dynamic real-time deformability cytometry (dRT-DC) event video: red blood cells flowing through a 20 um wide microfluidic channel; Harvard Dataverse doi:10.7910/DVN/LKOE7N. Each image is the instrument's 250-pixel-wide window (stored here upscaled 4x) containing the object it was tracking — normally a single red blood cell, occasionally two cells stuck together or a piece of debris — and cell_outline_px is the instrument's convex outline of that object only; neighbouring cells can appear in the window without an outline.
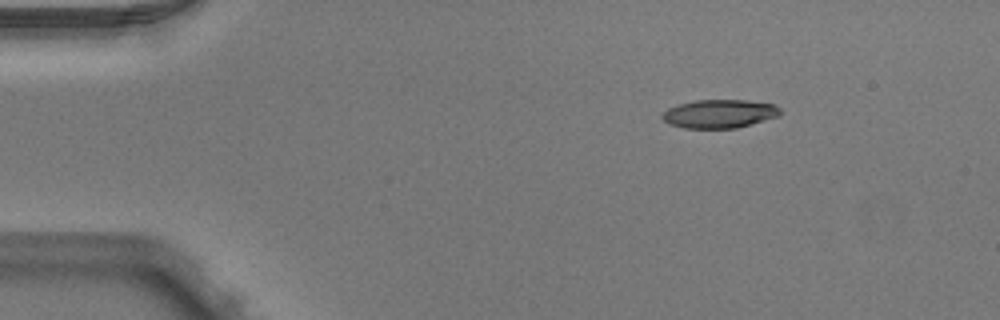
{"species": "Egyptian fruit bat (a non-hibernating species)", "species_latin": "Rousettus aegyptiacus", "temperature_condition": "warm", "stored_images_in_passage": 4, "camera_frame_rate_fps": 3000, "um_per_image_px": 0.085, "animal": {"sex": "male"}, "frame": {"image": 1, "passage_image": 2, "time_ms": 0.333, "image_size_px": [1000, 320], "cell_outline_px": [[780, 116], [736, 128], [684, 128], [668, 124], [660, 116], [668, 108], [680, 104], [696, 100], [748, 100], [772, 104], [780, 108]], "centroid_in_image_um": [61.14, 9.67], "position_along_channel_um": 23.9, "area_um2": 19.54}}